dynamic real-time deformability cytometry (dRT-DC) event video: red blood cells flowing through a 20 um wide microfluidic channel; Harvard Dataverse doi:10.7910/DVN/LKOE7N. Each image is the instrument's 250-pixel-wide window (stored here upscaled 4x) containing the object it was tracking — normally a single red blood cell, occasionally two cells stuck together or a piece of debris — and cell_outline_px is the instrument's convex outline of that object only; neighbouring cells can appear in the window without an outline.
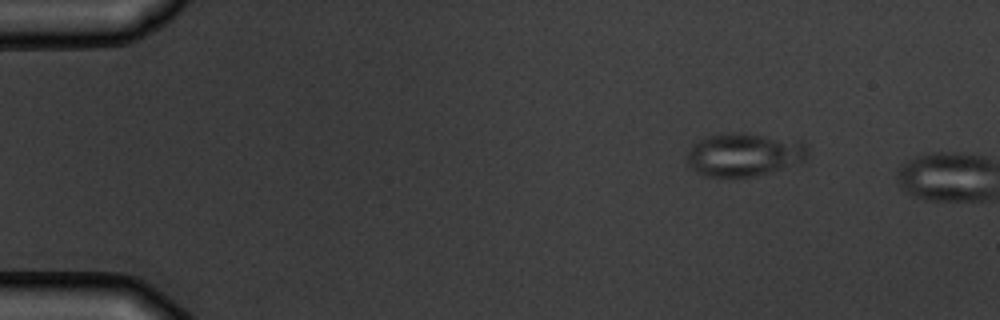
{"species": "common noctule bat (a hibernating species)", "species_latin": "Nyctalus noctula", "temperature_condition": "warm", "stored_images_in_passage": 2, "segment_of_instrument_passage": [1, 2], "camera_frame_rate_fps": 3000, "um_per_image_px": 0.085, "animal": {"sex": "male", "body_mass_g": 19.5, "forearm_length_mm": 54.6}, "frame": {"image": 1, "passage_image": 1, "time_ms": 0.0, "image_size_px": [1000, 320], "cell_outline_px": [[808, 156], [804, 160], [768, 172], [752, 176], [704, 176], [696, 172], [688, 164], [688, 152], [692, 144], [708, 136], [732, 132], [740, 132], [804, 140], [808, 144]], "centroid_in_image_um": [63.28, 13.11], "position_along_channel_um": 21.7, "area_um2": 30.35}}